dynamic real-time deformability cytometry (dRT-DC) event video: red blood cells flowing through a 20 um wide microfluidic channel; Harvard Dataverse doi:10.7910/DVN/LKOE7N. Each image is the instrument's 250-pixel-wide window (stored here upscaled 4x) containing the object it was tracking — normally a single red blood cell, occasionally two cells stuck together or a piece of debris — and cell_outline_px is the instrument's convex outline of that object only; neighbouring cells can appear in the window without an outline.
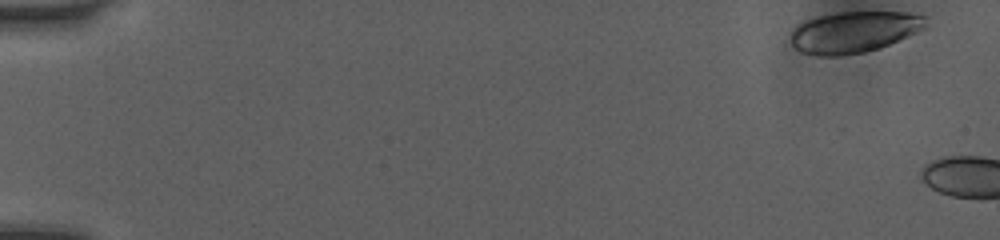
{"species": "human", "species_latin": "Homo sapiens", "temperature_condition": "room temperature", "stored_images_in_passage": 4, "segment_of_instrument_passage": [1, 2], "camera_frame_rate_fps": 3000, "um_per_image_px": 0.085, "donor": {"sex": "female"}, "frame": {"image": 1, "passage_image": 1, "time_ms": 0.0, "image_size_px": [1000, 240], "cell_outline_px": [[928, 16], [924, 28], [916, 32], [880, 48], [864, 52], [840, 56], [820, 56], [800, 52], [792, 44], [792, 32], [804, 20], [816, 16], [840, 12], [920, 12]], "centroid_in_image_um": [72.63, 2.7], "position_along_channel_um": 12.4, "area_um2": 32.6}}